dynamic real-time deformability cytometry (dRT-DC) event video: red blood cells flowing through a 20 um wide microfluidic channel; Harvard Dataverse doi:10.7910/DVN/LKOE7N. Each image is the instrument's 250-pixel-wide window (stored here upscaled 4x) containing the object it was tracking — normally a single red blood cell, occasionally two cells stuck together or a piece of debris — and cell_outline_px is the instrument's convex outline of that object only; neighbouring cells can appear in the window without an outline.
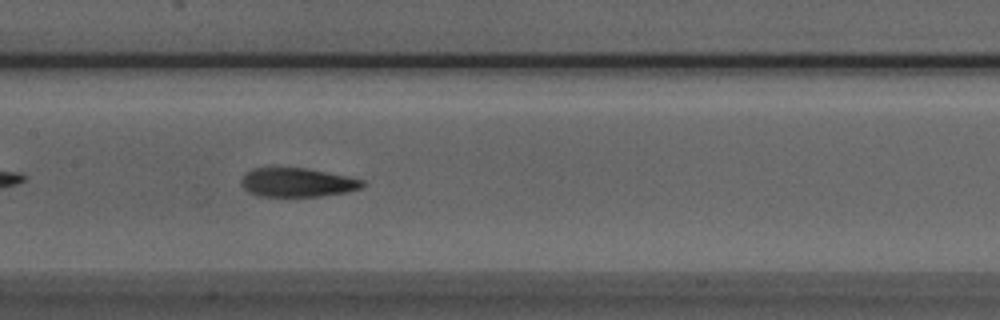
{"species": "Egyptian fruit bat (a non-hibernating species)", "species_latin": "Rousettus aegyptiacus", "temperature_condition": "room temperature", "stored_images_in_passage": 40, "camera_frame_rate_fps": 3000, "um_per_image_px": 0.085, "animal": {"sex": "male"}, "frame": {"image": 1, "passage_image": 12, "time_ms": 3.667, "image_size_px": [1000, 320], "cell_outline_px": [[364, 184], [360, 188], [344, 192], [320, 196], [256, 196], [248, 192], [240, 184], [240, 180], [252, 168], [276, 164], [304, 168], [348, 176], [364, 180]], "centroid_in_image_um": [25.17, 15.46], "position_along_channel_um": 182.2, "area_um2": 20.98}}
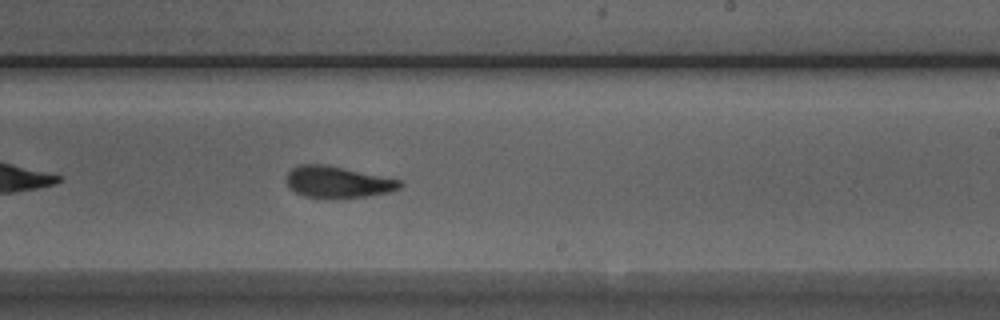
{"frame": {"image": 2, "passage_image": 18, "time_ms": 5.667, "image_size_px": [1000, 320], "cell_outline_px": [[404, 184], [400, 188], [388, 192], [364, 196], [304, 196], [288, 188], [284, 180], [288, 172], [292, 168], [300, 164], [324, 164], [400, 180]], "centroid_in_image_um": [28.64, 15.44], "position_along_channel_um": 260.4, "area_um2": 20.23}}
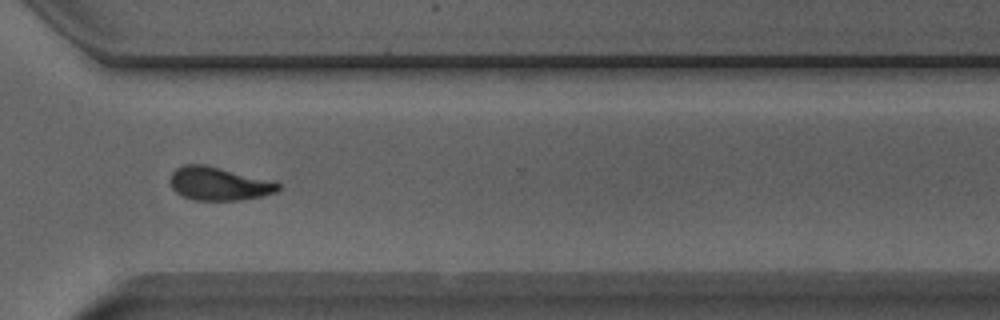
{"frame": {"image": 3, "passage_image": 25, "time_ms": 8.0, "image_size_px": [1000, 320], "cell_outline_px": [[280, 188], [276, 192], [260, 196], [240, 200], [192, 200], [176, 192], [172, 188], [168, 180], [172, 172], [176, 168], [184, 164], [204, 164], [276, 180], [280, 184]], "centroid_in_image_um": [18.61, 15.6], "position_along_channel_um": 352.0, "area_um2": 21.33}}